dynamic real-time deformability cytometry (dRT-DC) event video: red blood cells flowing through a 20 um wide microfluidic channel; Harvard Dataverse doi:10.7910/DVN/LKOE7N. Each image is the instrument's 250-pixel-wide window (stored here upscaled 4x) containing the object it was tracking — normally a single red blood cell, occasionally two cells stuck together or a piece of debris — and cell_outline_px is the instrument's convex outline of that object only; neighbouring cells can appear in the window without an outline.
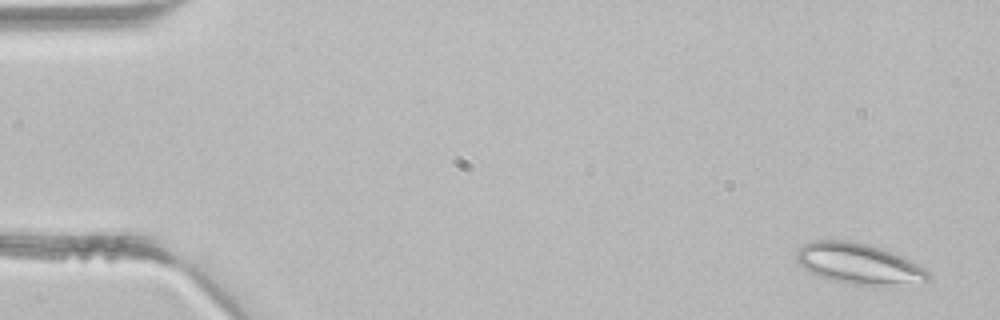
{"species": "common noctule bat (a hibernating species)", "species_latin": "Nyctalus noctula", "temperature_condition": "room temperature", "stored_images_in_passage": 3, "camera_frame_rate_fps": 3000, "um_per_image_px": 0.085, "animal": {"sex": "male", "body_mass_g": 21.5, "forearm_length_mm": 52.0}, "frame": {"image": 1, "passage_image": 1, "time_ms": 0.0, "image_size_px": [1000, 320], "cell_outline_px": [[932, 276], [928, 280], [880, 284], [852, 284], [820, 276], [804, 268], [796, 260], [796, 252], [804, 244], [812, 240], [852, 240], [868, 244], [892, 252], [924, 268]], "centroid_in_image_um": [72.92, 22.36], "position_along_channel_um": 12.1, "area_um2": 30.23}}